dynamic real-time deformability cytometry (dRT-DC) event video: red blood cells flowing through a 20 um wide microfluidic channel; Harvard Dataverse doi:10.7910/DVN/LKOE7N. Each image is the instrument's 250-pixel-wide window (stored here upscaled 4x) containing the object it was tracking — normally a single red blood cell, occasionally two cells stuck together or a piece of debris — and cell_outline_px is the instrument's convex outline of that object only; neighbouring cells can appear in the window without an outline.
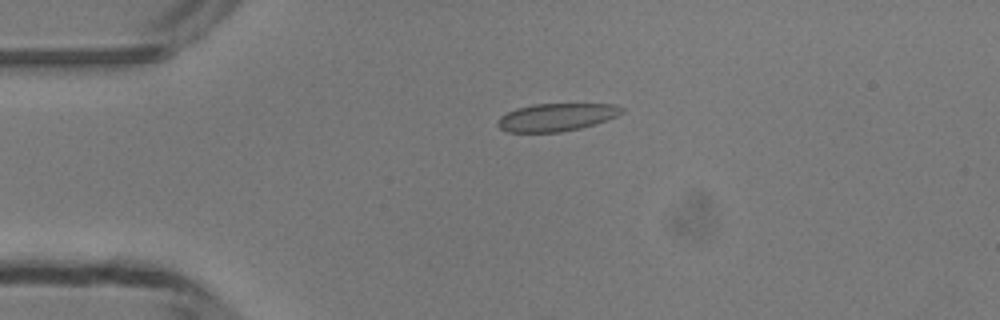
{"species": "common noctule bat (a hibernating species)", "species_latin": "Nyctalus noctula", "temperature_condition": "room temperature", "stored_images_in_passage": 34, "camera_frame_rate_fps": 3000, "um_per_image_px": 0.085, "animal": {"sex": "male", "body_mass_g": 13.3}, "frame": {"image": 1, "passage_image": 1, "time_ms": 0.0, "image_size_px": [1000, 320], "cell_outline_px": [[624, 112], [616, 116], [596, 124], [580, 128], [560, 132], [508, 132], [500, 128], [496, 124], [496, 120], [500, 116], [516, 108], [536, 104], [616, 104], [624, 108]], "centroid_in_image_um": [47.29, 9.96], "position_along_channel_um": 37.7, "area_um2": 20.11}}
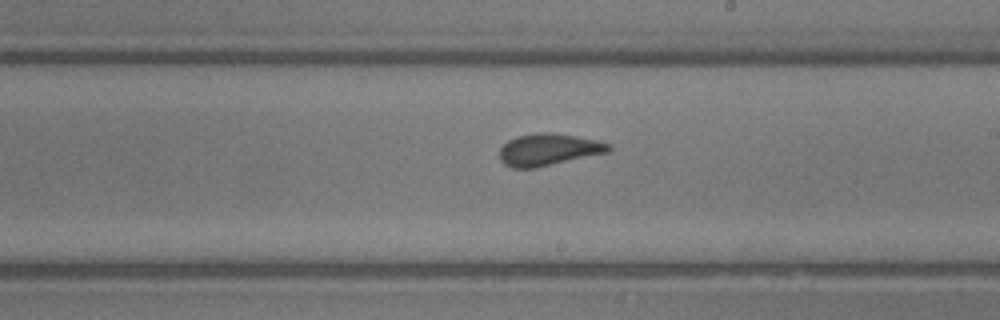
{"frame": {"image": 2, "passage_image": 18, "time_ms": 5.667, "image_size_px": [1000, 320], "cell_outline_px": [[612, 148], [608, 152], [536, 168], [512, 168], [504, 164], [500, 160], [500, 148], [508, 140], [516, 136], [540, 132], [548, 132], [576, 136], [596, 140], [612, 144]], "centroid_in_image_um": [46.62, 12.72], "position_along_channel_um": 242.4, "area_um2": 20.35}}
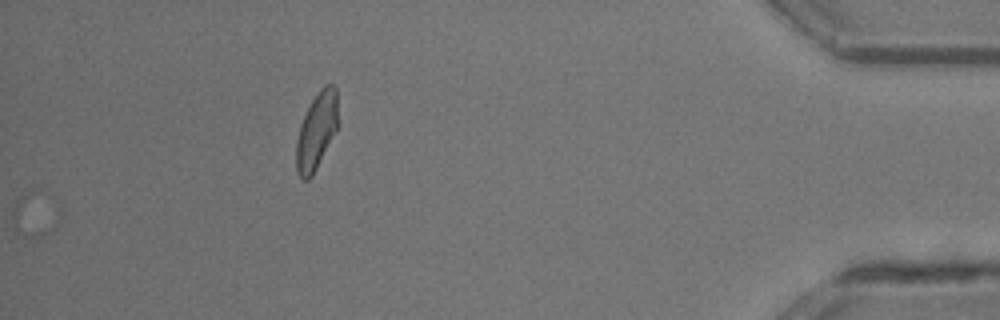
{"frame": {"image": 3, "passage_image": 34, "time_ms": 11.0, "image_size_px": [1000, 320], "cell_outline_px": [[336, 128], [312, 176], [308, 180], [304, 180], [296, 172], [296, 140], [300, 124], [312, 100], [320, 88], [324, 84], [332, 84], [336, 88]], "centroid_in_image_um": [26.86, 11.13], "position_along_channel_um": 408.3, "area_um2": 18.09}, "authors_computed_cell_mechanics": {"area_um2": 19.7676, "velocity_mm_per_s": 4.188, "shape_relaxation_time_tau1_ms": 5.9988, "shape_relaxation_time_tau2_ms": 0.7323, "deformation_change_tau1": 0.1554, "deformation_change_tau2": 0.0716}}